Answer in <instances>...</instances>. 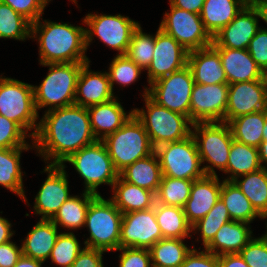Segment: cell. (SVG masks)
<instances>
[{"instance_id":"1","label":"cell","mask_w":267,"mask_h":267,"mask_svg":"<svg viewBox=\"0 0 267 267\" xmlns=\"http://www.w3.org/2000/svg\"><path fill=\"white\" fill-rule=\"evenodd\" d=\"M38 123L31 143L48 165L64 164L72 154L97 140L87 108L76 104L45 111Z\"/></svg>"},{"instance_id":"2","label":"cell","mask_w":267,"mask_h":267,"mask_svg":"<svg viewBox=\"0 0 267 267\" xmlns=\"http://www.w3.org/2000/svg\"><path fill=\"white\" fill-rule=\"evenodd\" d=\"M41 18L31 25V39L39 43L40 64L89 62L85 27Z\"/></svg>"},{"instance_id":"3","label":"cell","mask_w":267,"mask_h":267,"mask_svg":"<svg viewBox=\"0 0 267 267\" xmlns=\"http://www.w3.org/2000/svg\"><path fill=\"white\" fill-rule=\"evenodd\" d=\"M87 62L49 63V72L39 86H33L36 111H46L75 104L79 72Z\"/></svg>"},{"instance_id":"4","label":"cell","mask_w":267,"mask_h":267,"mask_svg":"<svg viewBox=\"0 0 267 267\" xmlns=\"http://www.w3.org/2000/svg\"><path fill=\"white\" fill-rule=\"evenodd\" d=\"M115 169L120 173L135 161L155 151L141 121L134 115L103 140Z\"/></svg>"},{"instance_id":"5","label":"cell","mask_w":267,"mask_h":267,"mask_svg":"<svg viewBox=\"0 0 267 267\" xmlns=\"http://www.w3.org/2000/svg\"><path fill=\"white\" fill-rule=\"evenodd\" d=\"M123 213L110 199L97 195L89 204L85 220L90 237L85 239L84 247L100 249L105 252L119 248Z\"/></svg>"},{"instance_id":"6","label":"cell","mask_w":267,"mask_h":267,"mask_svg":"<svg viewBox=\"0 0 267 267\" xmlns=\"http://www.w3.org/2000/svg\"><path fill=\"white\" fill-rule=\"evenodd\" d=\"M143 98L146 108H135L133 113L143 124L154 148L164 143L182 140L191 134L193 123L187 116L159 106L148 96Z\"/></svg>"},{"instance_id":"7","label":"cell","mask_w":267,"mask_h":267,"mask_svg":"<svg viewBox=\"0 0 267 267\" xmlns=\"http://www.w3.org/2000/svg\"><path fill=\"white\" fill-rule=\"evenodd\" d=\"M192 128L191 135L195 139L201 163L209 164L203 165L205 174L216 176L215 168L224 172L233 141L228 123L197 122L192 124Z\"/></svg>"},{"instance_id":"8","label":"cell","mask_w":267,"mask_h":267,"mask_svg":"<svg viewBox=\"0 0 267 267\" xmlns=\"http://www.w3.org/2000/svg\"><path fill=\"white\" fill-rule=\"evenodd\" d=\"M66 162L84 179V191L95 195H101L97 191L100 185L107 184L112 188L119 177V172L115 169L102 140H96L81 148L64 161Z\"/></svg>"},{"instance_id":"9","label":"cell","mask_w":267,"mask_h":267,"mask_svg":"<svg viewBox=\"0 0 267 267\" xmlns=\"http://www.w3.org/2000/svg\"><path fill=\"white\" fill-rule=\"evenodd\" d=\"M34 85L6 77L0 84V115L18 123L34 137L39 114L34 104Z\"/></svg>"},{"instance_id":"10","label":"cell","mask_w":267,"mask_h":267,"mask_svg":"<svg viewBox=\"0 0 267 267\" xmlns=\"http://www.w3.org/2000/svg\"><path fill=\"white\" fill-rule=\"evenodd\" d=\"M155 152L162 176L194 181L206 175L191 134L182 140L161 144L155 148Z\"/></svg>"},{"instance_id":"11","label":"cell","mask_w":267,"mask_h":267,"mask_svg":"<svg viewBox=\"0 0 267 267\" xmlns=\"http://www.w3.org/2000/svg\"><path fill=\"white\" fill-rule=\"evenodd\" d=\"M194 84L191 70L186 65L181 70L154 81L149 88L144 87L142 96H148L159 106L185 115L190 120V99Z\"/></svg>"},{"instance_id":"12","label":"cell","mask_w":267,"mask_h":267,"mask_svg":"<svg viewBox=\"0 0 267 267\" xmlns=\"http://www.w3.org/2000/svg\"><path fill=\"white\" fill-rule=\"evenodd\" d=\"M85 28L86 49L93 41V36H97L101 42L118 51L117 55H125L131 41L134 30L139 23L128 16L92 14L88 13L83 18Z\"/></svg>"},{"instance_id":"13","label":"cell","mask_w":267,"mask_h":267,"mask_svg":"<svg viewBox=\"0 0 267 267\" xmlns=\"http://www.w3.org/2000/svg\"><path fill=\"white\" fill-rule=\"evenodd\" d=\"M159 28L172 36L188 52L212 45L213 37L205 29L200 14L179 9L170 4Z\"/></svg>"},{"instance_id":"14","label":"cell","mask_w":267,"mask_h":267,"mask_svg":"<svg viewBox=\"0 0 267 267\" xmlns=\"http://www.w3.org/2000/svg\"><path fill=\"white\" fill-rule=\"evenodd\" d=\"M161 239H163V235L156 221L154 207L123 214L120 248L150 249Z\"/></svg>"},{"instance_id":"15","label":"cell","mask_w":267,"mask_h":267,"mask_svg":"<svg viewBox=\"0 0 267 267\" xmlns=\"http://www.w3.org/2000/svg\"><path fill=\"white\" fill-rule=\"evenodd\" d=\"M228 91V84L195 83L190 99V121L224 122Z\"/></svg>"},{"instance_id":"16","label":"cell","mask_w":267,"mask_h":267,"mask_svg":"<svg viewBox=\"0 0 267 267\" xmlns=\"http://www.w3.org/2000/svg\"><path fill=\"white\" fill-rule=\"evenodd\" d=\"M66 164L45 166L47 178L35 196L34 213L41 219L51 220L61 205L71 196L69 193Z\"/></svg>"},{"instance_id":"17","label":"cell","mask_w":267,"mask_h":267,"mask_svg":"<svg viewBox=\"0 0 267 267\" xmlns=\"http://www.w3.org/2000/svg\"><path fill=\"white\" fill-rule=\"evenodd\" d=\"M188 51L159 27L155 33L152 61L147 68L148 85L187 65Z\"/></svg>"},{"instance_id":"18","label":"cell","mask_w":267,"mask_h":267,"mask_svg":"<svg viewBox=\"0 0 267 267\" xmlns=\"http://www.w3.org/2000/svg\"><path fill=\"white\" fill-rule=\"evenodd\" d=\"M228 102L224 122L267 109V93L261 80L228 84Z\"/></svg>"},{"instance_id":"19","label":"cell","mask_w":267,"mask_h":267,"mask_svg":"<svg viewBox=\"0 0 267 267\" xmlns=\"http://www.w3.org/2000/svg\"><path fill=\"white\" fill-rule=\"evenodd\" d=\"M260 29L255 8L244 6L237 16L213 36L214 48L247 49Z\"/></svg>"},{"instance_id":"20","label":"cell","mask_w":267,"mask_h":267,"mask_svg":"<svg viewBox=\"0 0 267 267\" xmlns=\"http://www.w3.org/2000/svg\"><path fill=\"white\" fill-rule=\"evenodd\" d=\"M90 62L85 63L79 72L75 95V104L86 108L116 97L107 72L90 70Z\"/></svg>"},{"instance_id":"21","label":"cell","mask_w":267,"mask_h":267,"mask_svg":"<svg viewBox=\"0 0 267 267\" xmlns=\"http://www.w3.org/2000/svg\"><path fill=\"white\" fill-rule=\"evenodd\" d=\"M222 182L218 175H205L194 180L189 199L183 210L191 226L201 220L220 198Z\"/></svg>"},{"instance_id":"22","label":"cell","mask_w":267,"mask_h":267,"mask_svg":"<svg viewBox=\"0 0 267 267\" xmlns=\"http://www.w3.org/2000/svg\"><path fill=\"white\" fill-rule=\"evenodd\" d=\"M187 66L191 70L195 83L227 84L219 52L212 45L188 52Z\"/></svg>"},{"instance_id":"23","label":"cell","mask_w":267,"mask_h":267,"mask_svg":"<svg viewBox=\"0 0 267 267\" xmlns=\"http://www.w3.org/2000/svg\"><path fill=\"white\" fill-rule=\"evenodd\" d=\"M119 102L115 97L108 102L87 107L91 130L97 140L116 132L133 114V110L125 112Z\"/></svg>"},{"instance_id":"24","label":"cell","mask_w":267,"mask_h":267,"mask_svg":"<svg viewBox=\"0 0 267 267\" xmlns=\"http://www.w3.org/2000/svg\"><path fill=\"white\" fill-rule=\"evenodd\" d=\"M215 49L219 52L227 84L260 80L261 69L247 49Z\"/></svg>"},{"instance_id":"25","label":"cell","mask_w":267,"mask_h":267,"mask_svg":"<svg viewBox=\"0 0 267 267\" xmlns=\"http://www.w3.org/2000/svg\"><path fill=\"white\" fill-rule=\"evenodd\" d=\"M250 226L246 222L231 220L222 225L204 249L218 256L240 253L253 238Z\"/></svg>"},{"instance_id":"26","label":"cell","mask_w":267,"mask_h":267,"mask_svg":"<svg viewBox=\"0 0 267 267\" xmlns=\"http://www.w3.org/2000/svg\"><path fill=\"white\" fill-rule=\"evenodd\" d=\"M58 228L51 220L40 219L23 240L22 255L47 261L60 233Z\"/></svg>"},{"instance_id":"27","label":"cell","mask_w":267,"mask_h":267,"mask_svg":"<svg viewBox=\"0 0 267 267\" xmlns=\"http://www.w3.org/2000/svg\"><path fill=\"white\" fill-rule=\"evenodd\" d=\"M111 201L123 213L154 207L156 196L152 191L124 181L120 176L112 185Z\"/></svg>"},{"instance_id":"28","label":"cell","mask_w":267,"mask_h":267,"mask_svg":"<svg viewBox=\"0 0 267 267\" xmlns=\"http://www.w3.org/2000/svg\"><path fill=\"white\" fill-rule=\"evenodd\" d=\"M126 182L152 191L155 195L161 183L162 171L156 152L139 159L119 173Z\"/></svg>"},{"instance_id":"29","label":"cell","mask_w":267,"mask_h":267,"mask_svg":"<svg viewBox=\"0 0 267 267\" xmlns=\"http://www.w3.org/2000/svg\"><path fill=\"white\" fill-rule=\"evenodd\" d=\"M245 6V0H205L200 18L213 37L228 25Z\"/></svg>"},{"instance_id":"30","label":"cell","mask_w":267,"mask_h":267,"mask_svg":"<svg viewBox=\"0 0 267 267\" xmlns=\"http://www.w3.org/2000/svg\"><path fill=\"white\" fill-rule=\"evenodd\" d=\"M32 148L34 147L0 148V186L14 192L27 204L20 159L22 151Z\"/></svg>"},{"instance_id":"31","label":"cell","mask_w":267,"mask_h":267,"mask_svg":"<svg viewBox=\"0 0 267 267\" xmlns=\"http://www.w3.org/2000/svg\"><path fill=\"white\" fill-rule=\"evenodd\" d=\"M155 217L163 238L186 239L191 237L192 226L182 207L160 204L155 201Z\"/></svg>"},{"instance_id":"32","label":"cell","mask_w":267,"mask_h":267,"mask_svg":"<svg viewBox=\"0 0 267 267\" xmlns=\"http://www.w3.org/2000/svg\"><path fill=\"white\" fill-rule=\"evenodd\" d=\"M97 195L90 192H83L79 195L70 196L56 212L51 221L58 227L69 230H77L85 226L86 215L90 202Z\"/></svg>"},{"instance_id":"33","label":"cell","mask_w":267,"mask_h":267,"mask_svg":"<svg viewBox=\"0 0 267 267\" xmlns=\"http://www.w3.org/2000/svg\"><path fill=\"white\" fill-rule=\"evenodd\" d=\"M262 168L259 160L257 147L246 145L233 139L227 169L223 172L228 174L224 181H233L237 177L249 174Z\"/></svg>"},{"instance_id":"34","label":"cell","mask_w":267,"mask_h":267,"mask_svg":"<svg viewBox=\"0 0 267 267\" xmlns=\"http://www.w3.org/2000/svg\"><path fill=\"white\" fill-rule=\"evenodd\" d=\"M267 117V109L242 115L228 122L233 139L259 147L263 141V129Z\"/></svg>"},{"instance_id":"35","label":"cell","mask_w":267,"mask_h":267,"mask_svg":"<svg viewBox=\"0 0 267 267\" xmlns=\"http://www.w3.org/2000/svg\"><path fill=\"white\" fill-rule=\"evenodd\" d=\"M220 199L225 204L233 221L250 224L256 217L262 219V216L255 210L249 199L233 181L222 180Z\"/></svg>"},{"instance_id":"36","label":"cell","mask_w":267,"mask_h":267,"mask_svg":"<svg viewBox=\"0 0 267 267\" xmlns=\"http://www.w3.org/2000/svg\"><path fill=\"white\" fill-rule=\"evenodd\" d=\"M233 182L262 217L267 214V169L262 167L237 177Z\"/></svg>"},{"instance_id":"37","label":"cell","mask_w":267,"mask_h":267,"mask_svg":"<svg viewBox=\"0 0 267 267\" xmlns=\"http://www.w3.org/2000/svg\"><path fill=\"white\" fill-rule=\"evenodd\" d=\"M184 239L163 238L150 249L153 267H180L191 251Z\"/></svg>"},{"instance_id":"38","label":"cell","mask_w":267,"mask_h":267,"mask_svg":"<svg viewBox=\"0 0 267 267\" xmlns=\"http://www.w3.org/2000/svg\"><path fill=\"white\" fill-rule=\"evenodd\" d=\"M31 25L29 20L0 1V39L25 41L31 38Z\"/></svg>"},{"instance_id":"39","label":"cell","mask_w":267,"mask_h":267,"mask_svg":"<svg viewBox=\"0 0 267 267\" xmlns=\"http://www.w3.org/2000/svg\"><path fill=\"white\" fill-rule=\"evenodd\" d=\"M193 180L162 176L156 193V202L165 205L184 207L189 199Z\"/></svg>"},{"instance_id":"40","label":"cell","mask_w":267,"mask_h":267,"mask_svg":"<svg viewBox=\"0 0 267 267\" xmlns=\"http://www.w3.org/2000/svg\"><path fill=\"white\" fill-rule=\"evenodd\" d=\"M229 221H231V217L228 210L223 201L219 198L211 210L192 226V233L196 234V231L198 233L200 232V238H202L203 241L202 245L205 248L213 240L215 234L222 225Z\"/></svg>"},{"instance_id":"41","label":"cell","mask_w":267,"mask_h":267,"mask_svg":"<svg viewBox=\"0 0 267 267\" xmlns=\"http://www.w3.org/2000/svg\"><path fill=\"white\" fill-rule=\"evenodd\" d=\"M154 46L155 35L143 32V29L139 24L132 34L125 55L145 71L152 61Z\"/></svg>"},{"instance_id":"42","label":"cell","mask_w":267,"mask_h":267,"mask_svg":"<svg viewBox=\"0 0 267 267\" xmlns=\"http://www.w3.org/2000/svg\"><path fill=\"white\" fill-rule=\"evenodd\" d=\"M84 249L73 232L59 233L49 259L60 267H70Z\"/></svg>"},{"instance_id":"43","label":"cell","mask_w":267,"mask_h":267,"mask_svg":"<svg viewBox=\"0 0 267 267\" xmlns=\"http://www.w3.org/2000/svg\"><path fill=\"white\" fill-rule=\"evenodd\" d=\"M141 71L143 70L126 55H116L107 72L112 90L115 83L126 87L136 82Z\"/></svg>"},{"instance_id":"44","label":"cell","mask_w":267,"mask_h":267,"mask_svg":"<svg viewBox=\"0 0 267 267\" xmlns=\"http://www.w3.org/2000/svg\"><path fill=\"white\" fill-rule=\"evenodd\" d=\"M30 134L16 122L0 115V148L33 147L27 143Z\"/></svg>"},{"instance_id":"45","label":"cell","mask_w":267,"mask_h":267,"mask_svg":"<svg viewBox=\"0 0 267 267\" xmlns=\"http://www.w3.org/2000/svg\"><path fill=\"white\" fill-rule=\"evenodd\" d=\"M239 254L249 267H267V239L253 237Z\"/></svg>"},{"instance_id":"46","label":"cell","mask_w":267,"mask_h":267,"mask_svg":"<svg viewBox=\"0 0 267 267\" xmlns=\"http://www.w3.org/2000/svg\"><path fill=\"white\" fill-rule=\"evenodd\" d=\"M9 5L17 13L25 17L31 23L42 18L45 7L51 0H0Z\"/></svg>"},{"instance_id":"47","label":"cell","mask_w":267,"mask_h":267,"mask_svg":"<svg viewBox=\"0 0 267 267\" xmlns=\"http://www.w3.org/2000/svg\"><path fill=\"white\" fill-rule=\"evenodd\" d=\"M119 267H153L149 249L145 248H118Z\"/></svg>"},{"instance_id":"48","label":"cell","mask_w":267,"mask_h":267,"mask_svg":"<svg viewBox=\"0 0 267 267\" xmlns=\"http://www.w3.org/2000/svg\"><path fill=\"white\" fill-rule=\"evenodd\" d=\"M263 27L256 32L251 39L247 48L249 54L260 69L267 67V31L262 30Z\"/></svg>"},{"instance_id":"49","label":"cell","mask_w":267,"mask_h":267,"mask_svg":"<svg viewBox=\"0 0 267 267\" xmlns=\"http://www.w3.org/2000/svg\"><path fill=\"white\" fill-rule=\"evenodd\" d=\"M202 250L204 251H198L193 246L180 267H220L218 255L210 253L206 249Z\"/></svg>"},{"instance_id":"50","label":"cell","mask_w":267,"mask_h":267,"mask_svg":"<svg viewBox=\"0 0 267 267\" xmlns=\"http://www.w3.org/2000/svg\"><path fill=\"white\" fill-rule=\"evenodd\" d=\"M105 251L84 247L70 267H104L103 256Z\"/></svg>"},{"instance_id":"51","label":"cell","mask_w":267,"mask_h":267,"mask_svg":"<svg viewBox=\"0 0 267 267\" xmlns=\"http://www.w3.org/2000/svg\"><path fill=\"white\" fill-rule=\"evenodd\" d=\"M22 256V247L8 241L0 244V267H13Z\"/></svg>"},{"instance_id":"52","label":"cell","mask_w":267,"mask_h":267,"mask_svg":"<svg viewBox=\"0 0 267 267\" xmlns=\"http://www.w3.org/2000/svg\"><path fill=\"white\" fill-rule=\"evenodd\" d=\"M205 0H169L172 6L200 14Z\"/></svg>"},{"instance_id":"53","label":"cell","mask_w":267,"mask_h":267,"mask_svg":"<svg viewBox=\"0 0 267 267\" xmlns=\"http://www.w3.org/2000/svg\"><path fill=\"white\" fill-rule=\"evenodd\" d=\"M220 267H249L239 253L219 256Z\"/></svg>"},{"instance_id":"54","label":"cell","mask_w":267,"mask_h":267,"mask_svg":"<svg viewBox=\"0 0 267 267\" xmlns=\"http://www.w3.org/2000/svg\"><path fill=\"white\" fill-rule=\"evenodd\" d=\"M11 223L6 218L0 216V244L11 241L15 231L11 230Z\"/></svg>"},{"instance_id":"55","label":"cell","mask_w":267,"mask_h":267,"mask_svg":"<svg viewBox=\"0 0 267 267\" xmlns=\"http://www.w3.org/2000/svg\"><path fill=\"white\" fill-rule=\"evenodd\" d=\"M43 261L22 255L13 267H42Z\"/></svg>"},{"instance_id":"56","label":"cell","mask_w":267,"mask_h":267,"mask_svg":"<svg viewBox=\"0 0 267 267\" xmlns=\"http://www.w3.org/2000/svg\"><path fill=\"white\" fill-rule=\"evenodd\" d=\"M259 150V160L263 168L267 169V141H262Z\"/></svg>"},{"instance_id":"57","label":"cell","mask_w":267,"mask_h":267,"mask_svg":"<svg viewBox=\"0 0 267 267\" xmlns=\"http://www.w3.org/2000/svg\"><path fill=\"white\" fill-rule=\"evenodd\" d=\"M255 9L258 13L259 18L264 20L267 24V3L257 6ZM262 30L267 31V28H263Z\"/></svg>"},{"instance_id":"58","label":"cell","mask_w":267,"mask_h":267,"mask_svg":"<svg viewBox=\"0 0 267 267\" xmlns=\"http://www.w3.org/2000/svg\"><path fill=\"white\" fill-rule=\"evenodd\" d=\"M265 3H267V0H245V5L252 8H256Z\"/></svg>"},{"instance_id":"59","label":"cell","mask_w":267,"mask_h":267,"mask_svg":"<svg viewBox=\"0 0 267 267\" xmlns=\"http://www.w3.org/2000/svg\"><path fill=\"white\" fill-rule=\"evenodd\" d=\"M260 80H261L262 86L265 88V91L267 93V67L264 69H261Z\"/></svg>"},{"instance_id":"60","label":"cell","mask_w":267,"mask_h":267,"mask_svg":"<svg viewBox=\"0 0 267 267\" xmlns=\"http://www.w3.org/2000/svg\"><path fill=\"white\" fill-rule=\"evenodd\" d=\"M263 141H267V117H266L264 129H263Z\"/></svg>"},{"instance_id":"61","label":"cell","mask_w":267,"mask_h":267,"mask_svg":"<svg viewBox=\"0 0 267 267\" xmlns=\"http://www.w3.org/2000/svg\"><path fill=\"white\" fill-rule=\"evenodd\" d=\"M266 219L267 220V214H265L263 217H262V220ZM266 224V229H267V223ZM263 236L267 239V230H266V233L263 234Z\"/></svg>"},{"instance_id":"62","label":"cell","mask_w":267,"mask_h":267,"mask_svg":"<svg viewBox=\"0 0 267 267\" xmlns=\"http://www.w3.org/2000/svg\"><path fill=\"white\" fill-rule=\"evenodd\" d=\"M4 78H5L4 76H1V75H0V84H1V81H2Z\"/></svg>"},{"instance_id":"63","label":"cell","mask_w":267,"mask_h":267,"mask_svg":"<svg viewBox=\"0 0 267 267\" xmlns=\"http://www.w3.org/2000/svg\"><path fill=\"white\" fill-rule=\"evenodd\" d=\"M70 1H72V2L75 3V4H77V1H76V0H70Z\"/></svg>"}]
</instances>
